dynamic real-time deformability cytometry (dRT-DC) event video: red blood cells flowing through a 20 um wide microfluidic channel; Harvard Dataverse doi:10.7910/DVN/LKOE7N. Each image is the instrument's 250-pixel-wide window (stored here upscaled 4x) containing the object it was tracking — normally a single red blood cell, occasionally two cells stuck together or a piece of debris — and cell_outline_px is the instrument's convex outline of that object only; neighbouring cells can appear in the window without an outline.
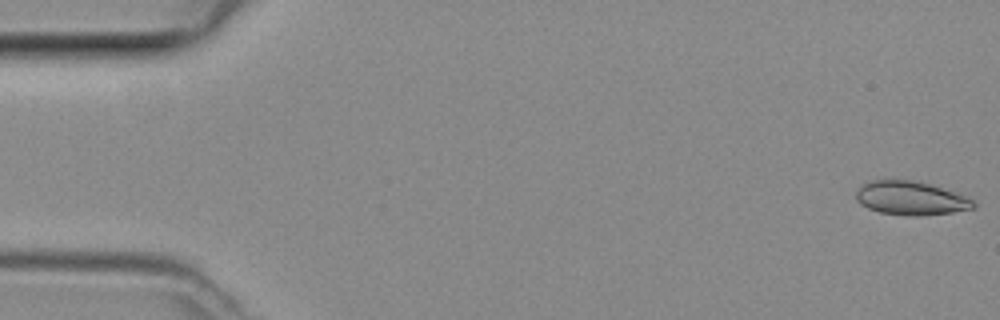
{"species": "common noctule bat (a hibernating species)", "species_latin": "Nyctalus noctula", "temperature_condition": "room temperature", "stored_images_in_passage": 42, "camera_frame_rate_fps": 3000, "um_per_image_px": 0.085, "animal": {"sex": "female", "body_mass_g": 29.2, "forearm_length_mm": 56.3}, "frame": {"image": 1, "passage_image": 1, "time_ms": 0.0, "image_size_px": [1000, 320], "cell_outline_px": [[976, 208], [952, 212], [920, 216], [908, 216], [880, 212], [868, 208], [860, 204], [856, 200], [856, 192], [864, 184], [872, 180], [912, 180], [932, 184], [968, 196], [976, 200]], "centroid_in_image_um": [77.48, 16.85], "position_along_channel_um": 7.5, "area_um2": 23.29}}
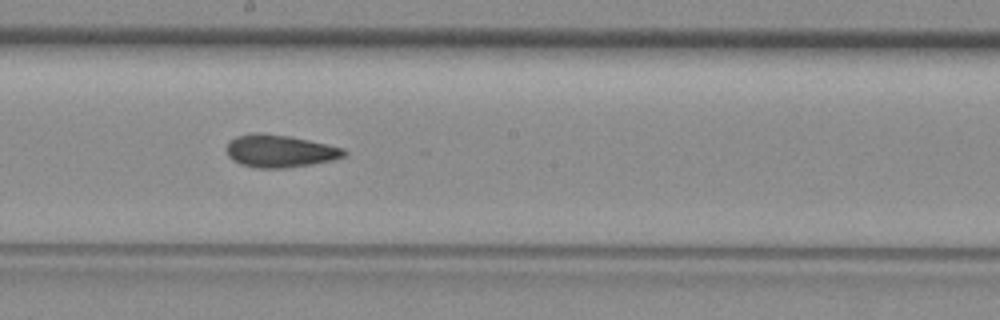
{"frame": {"image": 2, "passage_image": 26, "time_ms": 8.333, "image_size_px": [1000, 320], "cell_outline_px": [[348, 152], [344, 156], [332, 160], [312, 164], [284, 168], [256, 168], [240, 164], [232, 160], [228, 156], [228, 144], [236, 136], [252, 132], [260, 132], [288, 136], [328, 144], [344, 148]], "centroid_in_image_um": [23.79, 12.84], "position_along_channel_um": 224.4, "area_um2": 22.25}}
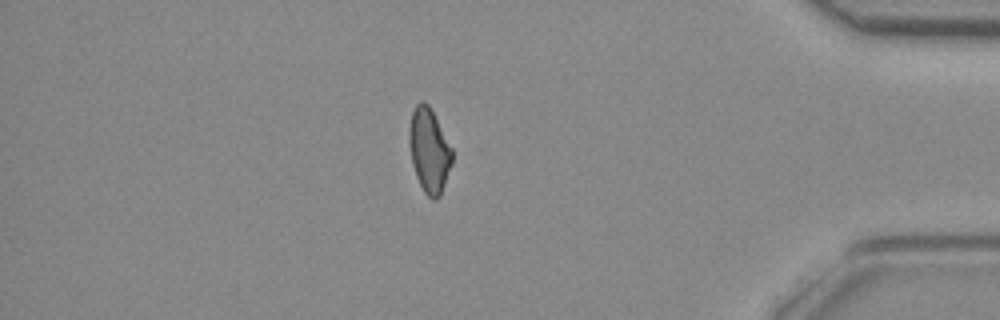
{"frame": {"image": 3, "passage_image": 41, "time_ms": 13.333, "image_size_px": [1000, 320], "cell_outline_px": [[452, 164], [440, 196], [436, 200], [432, 200], [424, 192], [416, 176], [412, 164], [408, 144], [408, 128], [412, 112], [416, 104], [420, 100], [424, 100], [428, 104], [452, 148]], "centroid_in_image_um": [36.46, 12.78], "position_along_channel_um": 398.7, "area_um2": 21.21}}